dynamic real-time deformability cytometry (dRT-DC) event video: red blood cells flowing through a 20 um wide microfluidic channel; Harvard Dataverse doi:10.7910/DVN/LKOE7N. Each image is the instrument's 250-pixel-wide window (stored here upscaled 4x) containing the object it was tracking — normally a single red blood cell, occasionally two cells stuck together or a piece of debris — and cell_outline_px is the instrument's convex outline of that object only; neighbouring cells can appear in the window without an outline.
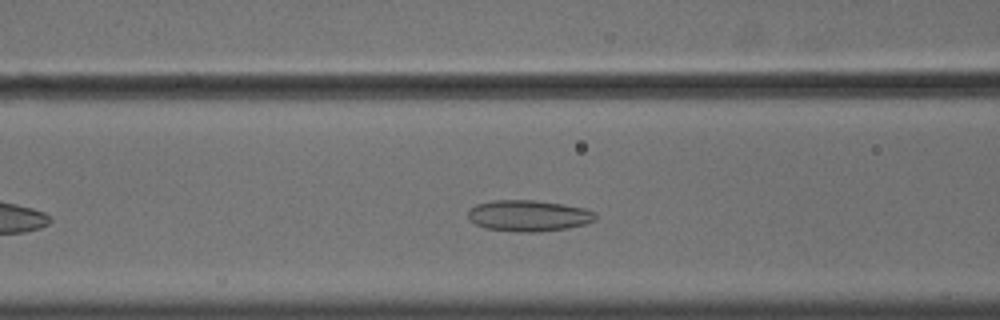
{"species": "common noctule bat (a hibernating species)", "species_latin": "Nyctalus noctula", "temperature_condition": "cold", "stored_images_in_passage": 43, "camera_frame_rate_fps": 3000, "um_per_image_px": 0.085, "animal": {"sex": "male", "body_mass_g": 18.8}, "frame": {"image": 1, "passage_image": 13, "time_ms": 4.0, "image_size_px": [1000, 320], "cell_outline_px": [[596, 220], [584, 224], [568, 228], [536, 232], [516, 232], [484, 228], [468, 220], [468, 212], [476, 204], [492, 200], [536, 200], [564, 204], [584, 208], [596, 212]], "centroid_in_image_um": [44.93, 18.33], "position_along_channel_um": 121.7, "area_um2": 23.35}}
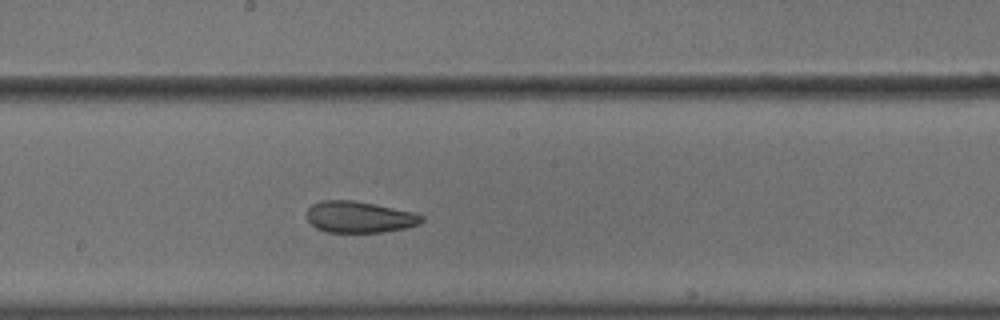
{"frame": {"image": 2, "passage_image": 21, "time_ms": 6.667, "image_size_px": [1000, 320], "cell_outline_px": [[424, 220], [420, 224], [404, 228], [384, 232], [328, 232], [316, 228], [304, 216], [308, 208], [312, 204], [320, 200], [352, 200], [376, 204], [416, 212], [424, 216]], "centroid_in_image_um": [30.55, 18.43], "position_along_channel_um": 217.7, "area_um2": 21.33}}
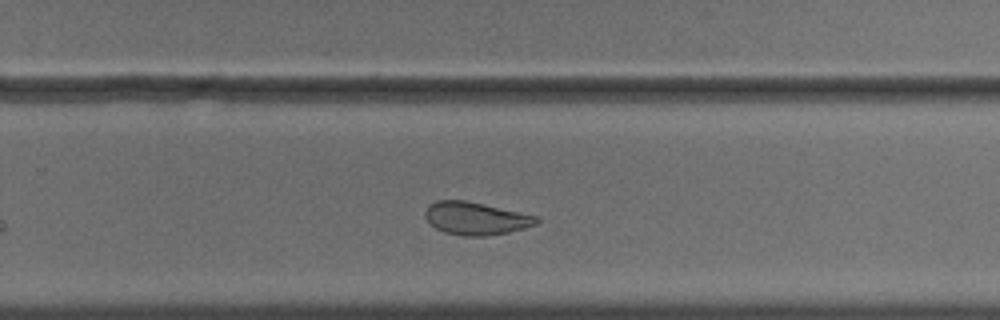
{"frame": {"image": 3, "passage_image": 27, "time_ms": 8.667, "image_size_px": [1000, 320], "cell_outline_px": [[540, 220], [536, 224], [524, 228], [508, 232], [488, 236], [464, 236], [444, 232], [436, 228], [424, 216], [424, 212], [428, 204], [436, 200], [464, 200], [484, 204], [520, 212], [536, 216]], "centroid_in_image_um": [40.42, 18.56], "position_along_channel_um": 289.4, "area_um2": 21.21}, "authors_computed_cell_mechanics": {"area_um2": 23.3512, "velocity_mm_per_s": 3.5936, "shape_relaxation_time_tau1_ms": null, "shape_relaxation_time_tau2_ms": 2.4063, "deformation_change_tau1": null, "deformation_change_tau2": 0.0784}}